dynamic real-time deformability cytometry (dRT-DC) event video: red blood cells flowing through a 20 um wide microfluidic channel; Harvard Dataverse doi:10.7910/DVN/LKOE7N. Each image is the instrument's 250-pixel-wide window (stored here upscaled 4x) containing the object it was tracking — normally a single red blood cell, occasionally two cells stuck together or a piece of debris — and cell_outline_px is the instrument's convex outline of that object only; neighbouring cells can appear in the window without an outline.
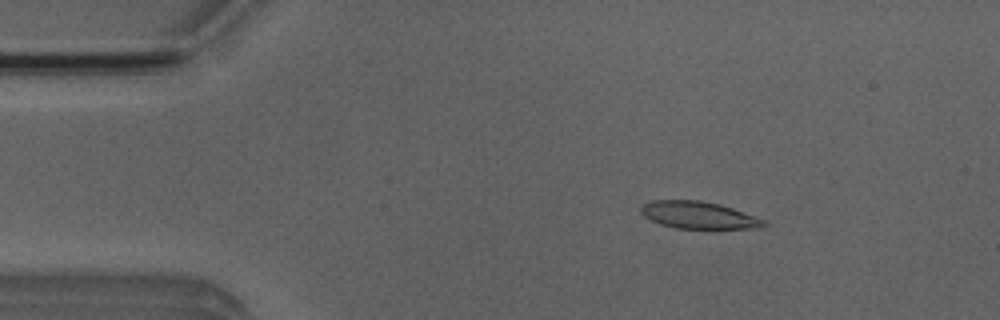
{"species": "Egyptian fruit bat (a non-hibernating species)", "species_latin": "Rousettus aegyptiacus", "temperature_condition": "room temperature", "stored_images_in_passage": 47, "camera_frame_rate_fps": 3000, "um_per_image_px": 0.085, "animal": {"sex": "male"}, "frame": {"image": 1, "passage_image": 4, "time_ms": 1.0, "image_size_px": [1000, 320], "cell_outline_px": [[768, 224], [760, 228], [676, 228], [660, 224], [644, 216], [640, 212], [640, 208], [644, 204], [652, 200], [700, 200], [720, 204], [732, 208], [764, 220]], "centroid_in_image_um": [59.35, 18.28], "position_along_channel_um": 25.6, "area_um2": 19.25}}
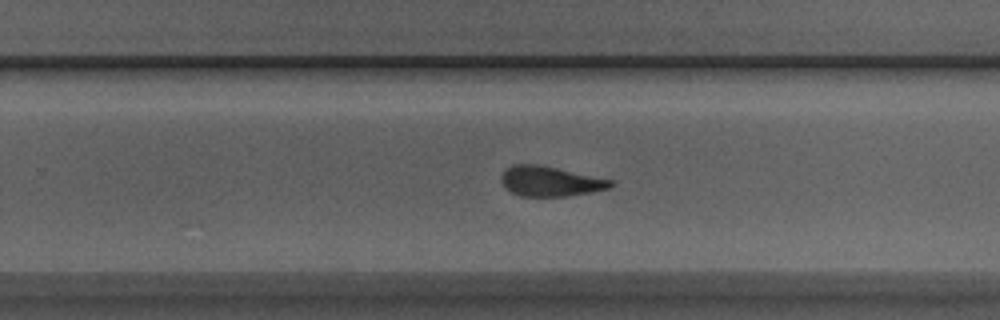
{"frame": {"image": 2, "passage_image": 28, "time_ms": 9.0, "image_size_px": [1000, 320], "cell_outline_px": [[616, 184], [608, 188], [592, 192], [568, 196], [520, 196], [512, 192], [500, 180], [500, 176], [512, 164], [536, 164], [556, 168], [612, 180]], "centroid_in_image_um": [46.77, 15.41], "position_along_channel_um": 283.0, "area_um2": 18.84}}
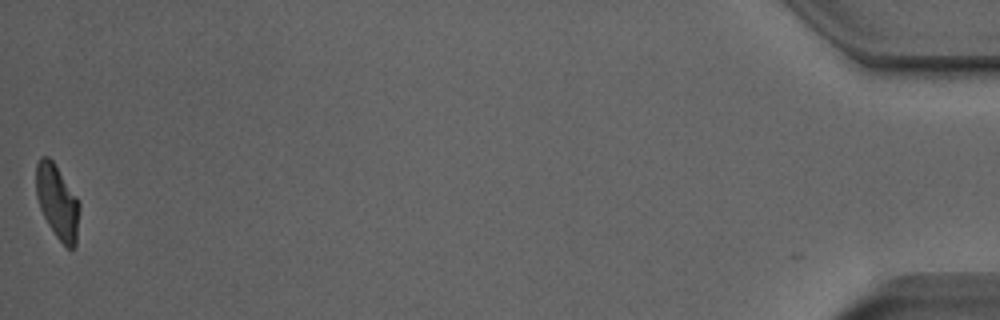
{"frame": {"image": 3, "passage_image": 47, "time_ms": 15.333, "image_size_px": [1000, 320], "cell_outline_px": [[80, 208], [76, 244], [72, 248], [68, 248], [56, 236], [48, 224], [40, 208], [36, 196], [36, 164], [40, 156], [48, 156], [52, 160], [76, 196], [80, 204]], "centroid_in_image_um": [4.87, 17.14], "position_along_channel_um": 430.3, "area_um2": 18.55}, "authors_computed_cell_mechanics": {"area_um2": 19.5942, "velocity_mm_per_s": 3.9794, "shape_relaxation_time_tau1_ms": 5.2494, "shape_relaxation_time_tau2_ms": 1.7873, "deformation_change_tau1": 0.1913, "deformation_change_tau2": 0.1105}}